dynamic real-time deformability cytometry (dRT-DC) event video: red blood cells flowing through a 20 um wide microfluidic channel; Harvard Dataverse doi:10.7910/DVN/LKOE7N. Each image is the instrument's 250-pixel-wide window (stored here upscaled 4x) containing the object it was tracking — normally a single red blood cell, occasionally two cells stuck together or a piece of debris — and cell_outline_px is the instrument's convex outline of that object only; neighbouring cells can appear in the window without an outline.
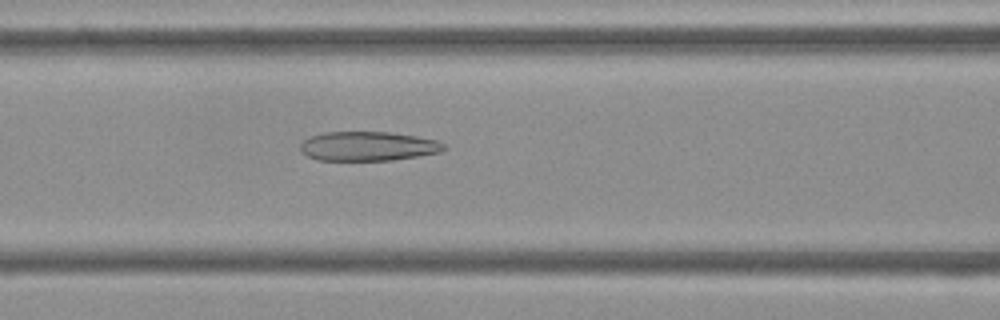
{"species": "Egyptian fruit bat (a non-hibernating species)", "species_latin": "Rousettus aegyptiacus", "temperature_condition": "cold", "stored_images_in_passage": 53, "camera_frame_rate_fps": 3000, "um_per_image_px": 0.085, "frame": {"image": 1, "passage_image": 22, "time_ms": 7.0, "image_size_px": [1000, 320], "cell_outline_px": [[448, 148], [440, 152], [392, 160], [316, 160], [300, 152], [300, 144], [308, 136], [324, 132], [392, 132], [416, 136], [436, 140], [448, 144]], "centroid_in_image_um": [31.28, 12.42], "position_along_channel_um": 135.3, "area_um2": 24.74}}
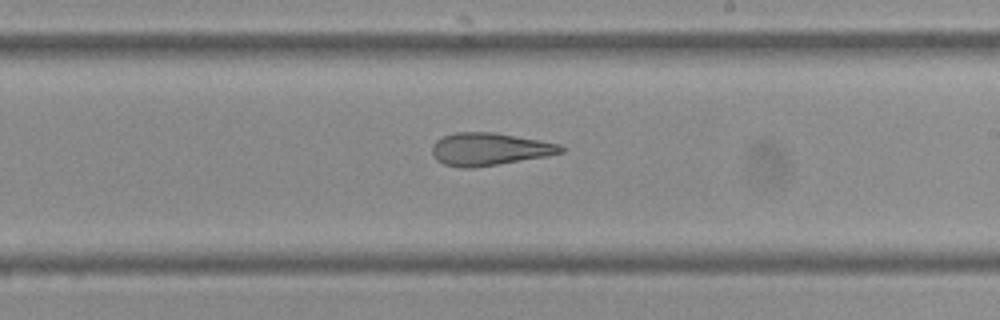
{"frame": {"image": 2, "passage_image": 31, "time_ms": 10.0, "image_size_px": [1000, 320], "cell_outline_px": [[564, 152], [548, 156], [472, 168], [460, 168], [444, 164], [436, 160], [432, 152], [432, 144], [436, 140], [444, 136], [456, 132], [496, 132], [560, 144], [564, 148]], "centroid_in_image_um": [41.59, 12.67], "position_along_channel_um": 247.4, "area_um2": 24.51}}
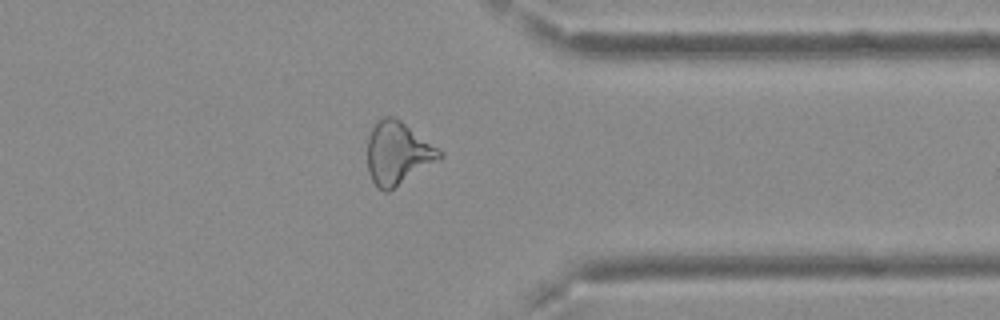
{"frame": {"image": 3, "passage_image": 42, "time_ms": 13.667, "image_size_px": [1000, 320], "cell_outline_px": [[444, 156], [388, 192], [384, 192], [372, 180], [368, 172], [368, 136], [372, 128], [384, 116], [396, 116], [444, 152]], "centroid_in_image_um": [33.82, 13.0], "position_along_channel_um": 377.6, "area_um2": 26.24}, "authors_computed_cell_mechanics": {"area_um2": 26.7036, "velocity_mm_per_s": 3.7356, "shape_relaxation_time_tau1_ms": null, "shape_relaxation_time_tau2_ms": 3.0021, "deformation_change_tau1": null, "deformation_change_tau2": 0.1416}}